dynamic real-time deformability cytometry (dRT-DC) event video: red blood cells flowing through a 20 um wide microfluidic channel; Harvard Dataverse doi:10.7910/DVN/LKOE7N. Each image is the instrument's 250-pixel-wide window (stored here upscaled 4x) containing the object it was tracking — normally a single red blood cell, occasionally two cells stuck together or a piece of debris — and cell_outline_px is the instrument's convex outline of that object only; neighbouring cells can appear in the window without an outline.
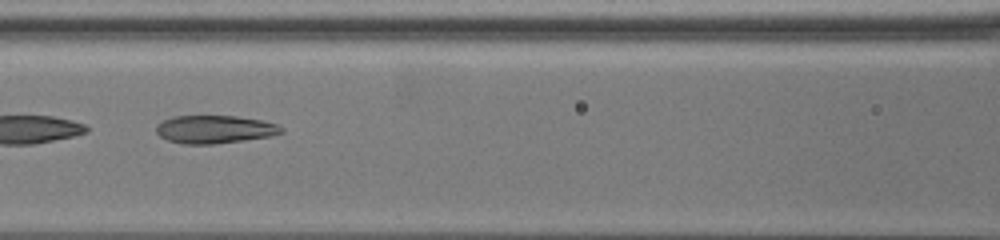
{"species": "common noctule bat (a hibernating species)", "species_latin": "Nyctalus noctula", "temperature_condition": "warm", "stored_images_in_passage": 39, "camera_frame_rate_fps": 3000, "um_per_image_px": 0.085, "animal": {"sex": "female", "body_mass_g": 19.5, "forearm_length_mm": 54.1}, "frame": {"image": 1, "passage_image": 26, "time_ms": 12.333, "image_size_px": [1000, 240], "cell_outline_px": [[284, 132], [272, 136], [244, 140], [212, 144], [184, 144], [168, 140], [160, 136], [156, 132], [156, 124], [172, 116], [236, 116], [260, 120], [276, 124], [284, 128]], "centroid_in_image_um": [18.25, 10.99], "position_along_channel_um": 148.4, "area_um2": 20.4}}
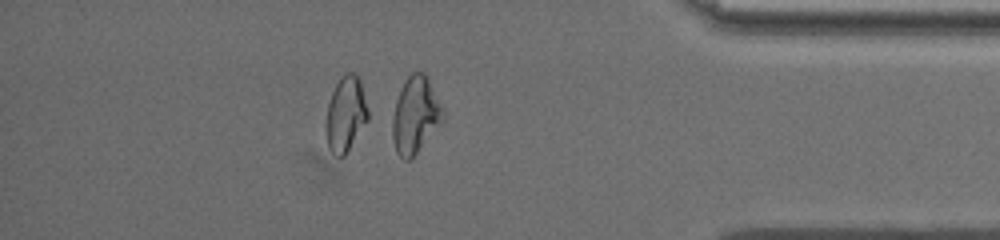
{"frame": {"image": 2, "passage_image": 36, "time_ms": 21.667, "image_size_px": [1000, 240], "cell_outline_px": [[444, 120], [416, 152], [408, 160], [404, 160], [396, 152], [392, 136], [392, 120], [396, 100], [404, 80], [412, 72], [424, 72], [428, 76], [444, 112]], "centroid_in_image_um": [35.3, 9.75], "position_along_channel_um": 399.9, "area_um2": 22.31}}